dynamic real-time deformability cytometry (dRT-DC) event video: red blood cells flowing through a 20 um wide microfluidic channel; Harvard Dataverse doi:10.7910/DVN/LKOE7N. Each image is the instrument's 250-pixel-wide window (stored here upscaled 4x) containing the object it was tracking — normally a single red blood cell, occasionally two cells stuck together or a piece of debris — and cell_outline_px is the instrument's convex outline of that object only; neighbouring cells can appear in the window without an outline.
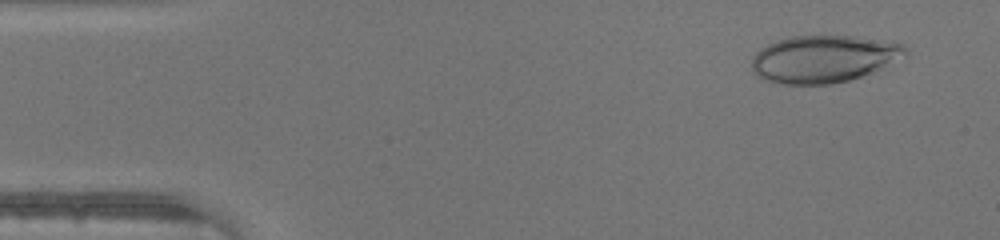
{"species": "human", "species_latin": "Homo sapiens", "temperature_condition": "warm", "stored_images_in_passage": 45, "camera_frame_rate_fps": 3000, "um_per_image_px": 0.085, "donor": {"sex": "male"}, "frame": {"image": 1, "passage_image": 3, "time_ms": 0.667, "image_size_px": [1000, 240], "cell_outline_px": [[908, 56], [872, 72], [848, 80], [828, 84], [784, 84], [768, 80], [752, 72], [752, 56], [760, 48], [768, 44], [792, 36], [856, 36], [904, 44], [908, 52]], "centroid_in_image_um": [70.03, 5.0], "position_along_channel_um": 15.0, "area_um2": 42.14}}
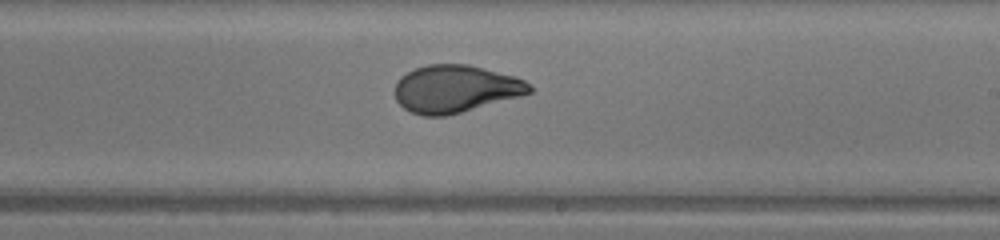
{"frame": {"image": 2, "passage_image": 26, "time_ms": 8.333, "image_size_px": [1000, 240], "cell_outline_px": [[532, 92], [520, 96], [460, 112], [444, 116], [424, 116], [412, 112], [404, 108], [396, 100], [396, 84], [400, 76], [416, 68], [428, 64], [468, 64], [484, 68], [512, 76], [524, 80], [532, 88]], "centroid_in_image_um": [38.69, 7.55], "position_along_channel_um": 250.3, "area_um2": 36.76}}
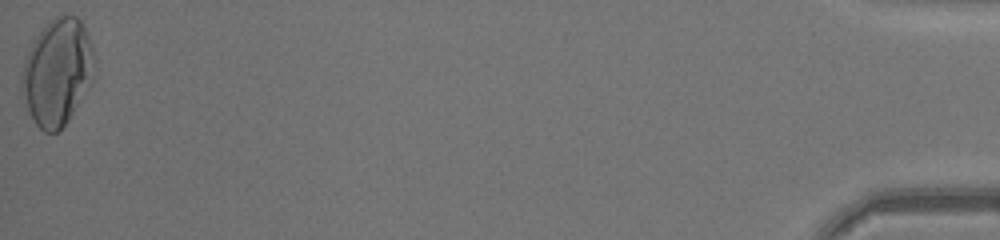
{"frame": {"image": 3, "passage_image": 45, "time_ms": 14.667, "image_size_px": [1000, 240], "cell_outline_px": [[92, 76], [68, 120], [56, 132], [44, 132], [36, 124], [28, 108], [20, 88], [20, 80], [24, 60], [36, 36], [56, 16], [76, 16], [80, 20], [92, 44]], "centroid_in_image_um": [4.82, 6.12], "position_along_channel_um": 430.4, "area_um2": 43.58}}